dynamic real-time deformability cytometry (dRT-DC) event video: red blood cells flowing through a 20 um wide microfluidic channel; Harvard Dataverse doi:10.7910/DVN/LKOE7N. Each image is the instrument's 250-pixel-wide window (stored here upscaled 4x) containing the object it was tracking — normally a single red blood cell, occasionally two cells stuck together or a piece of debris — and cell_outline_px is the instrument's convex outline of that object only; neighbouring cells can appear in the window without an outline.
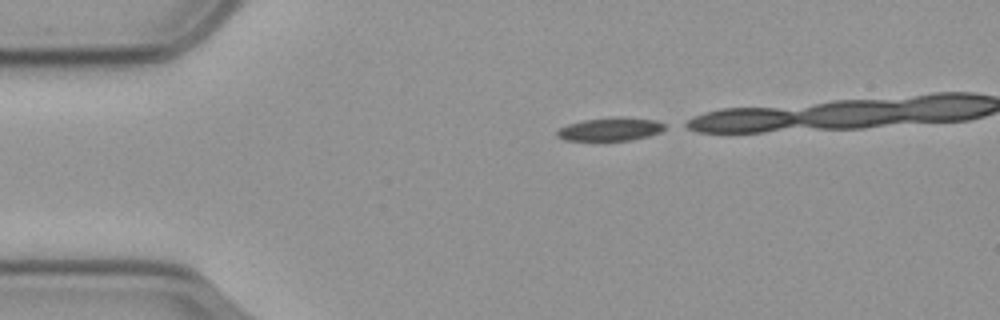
{"species": "common noctule bat (a hibernating species)", "species_latin": "Nyctalus noctula", "temperature_condition": "cold", "stored_images_in_passage": 34, "camera_frame_rate_fps": 3000, "um_per_image_px": 0.085, "animal": {"sex": "male", "body_mass_g": 23.1, "forearm_length_mm": 52.7}, "frame": {"image": 1, "passage_image": 1, "time_ms": 0.0, "image_size_px": [1000, 320], "cell_outline_px": [[664, 128], [660, 132], [648, 136], [628, 140], [564, 140], [556, 136], [556, 132], [560, 128], [568, 124], [584, 120], [656, 120], [664, 124]], "centroid_in_image_um": [51.8, 11.04], "position_along_channel_um": 33.2, "area_um2": 13.41}}
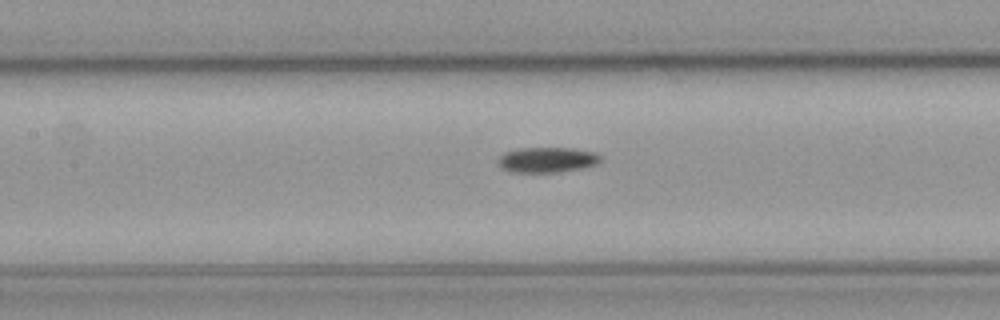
{"frame": {"image": 2, "passage_image": 15, "time_ms": 4.667, "image_size_px": [1000, 320], "cell_outline_px": [[600, 160], [596, 164], [580, 168], [560, 172], [508, 172], [500, 168], [496, 160], [504, 152], [520, 148], [572, 148], [592, 152], [600, 156]], "centroid_in_image_um": [46.41, 13.59], "position_along_channel_um": 161.0, "area_um2": 15.09}}
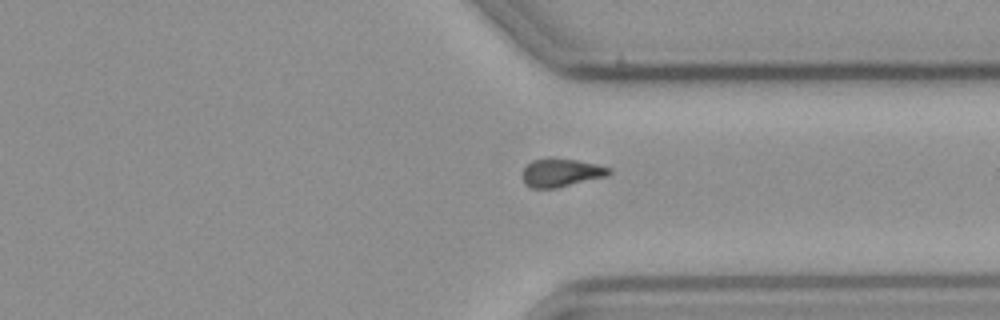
{"frame": {"image": 3, "passage_image": 32, "time_ms": 10.333, "image_size_px": [1000, 320], "cell_outline_px": [[612, 172], [608, 176], [556, 188], [532, 188], [524, 184], [524, 168], [532, 160], [576, 160], [596, 164], [612, 168]], "centroid_in_image_um": [47.75, 14.71], "position_along_channel_um": 363.6, "area_um2": 13.81}}